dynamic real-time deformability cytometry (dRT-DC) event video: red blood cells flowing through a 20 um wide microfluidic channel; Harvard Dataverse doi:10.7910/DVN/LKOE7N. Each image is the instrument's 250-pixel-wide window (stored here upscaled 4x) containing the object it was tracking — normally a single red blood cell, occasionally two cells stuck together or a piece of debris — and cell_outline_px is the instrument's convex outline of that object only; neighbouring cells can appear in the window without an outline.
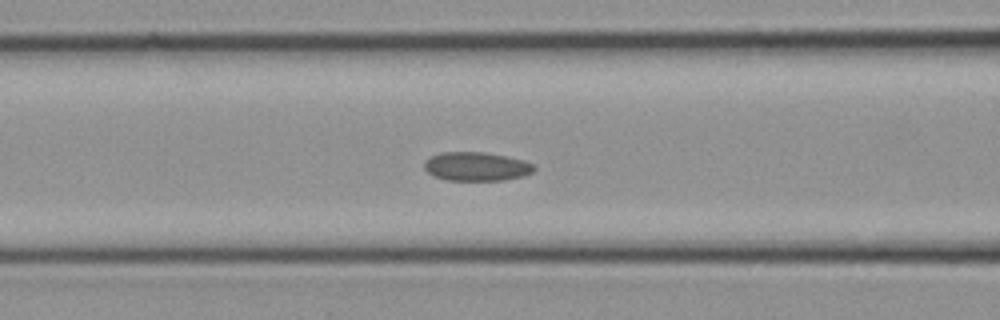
{"species": "common noctule bat (a hibernating species)", "species_latin": "Nyctalus noctula", "temperature_condition": "cold", "stored_images_in_passage": 18, "camera_frame_rate_fps": 3000, "um_per_image_px": 0.085, "animal": {"sex": "female", "body_mass_g": 21.9}, "frame": {"image": 1, "passage_image": 6, "time_ms": 1.667, "image_size_px": [1000, 320], "cell_outline_px": [[536, 168], [532, 172], [524, 176], [504, 180], [448, 180], [432, 176], [424, 168], [424, 160], [440, 152], [484, 152], [508, 156], [524, 160], [532, 164]], "centroid_in_image_um": [40.49, 14.15], "position_along_channel_um": 126.1, "area_um2": 18.55}}
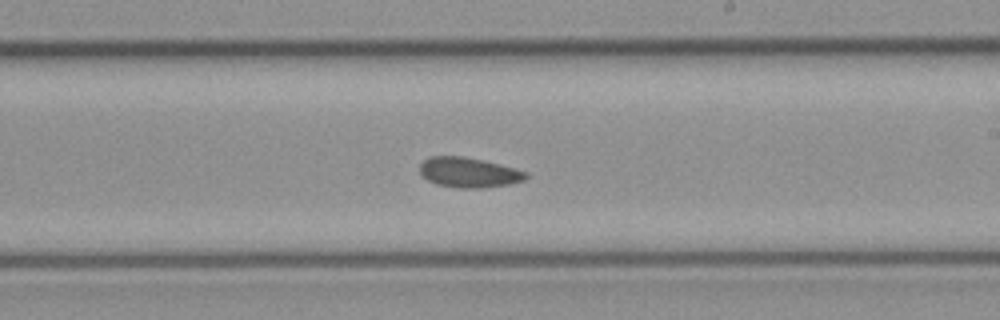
{"frame": {"image": 2, "passage_image": 11, "time_ms": 3.333, "image_size_px": [1000, 320], "cell_outline_px": [[528, 176], [524, 180], [508, 184], [480, 188], [460, 188], [436, 184], [420, 176], [420, 164], [428, 156], [464, 156], [484, 160], [500, 164], [528, 172]], "centroid_in_image_um": [39.82, 14.65], "position_along_channel_um": 249.2, "area_um2": 18.67}}
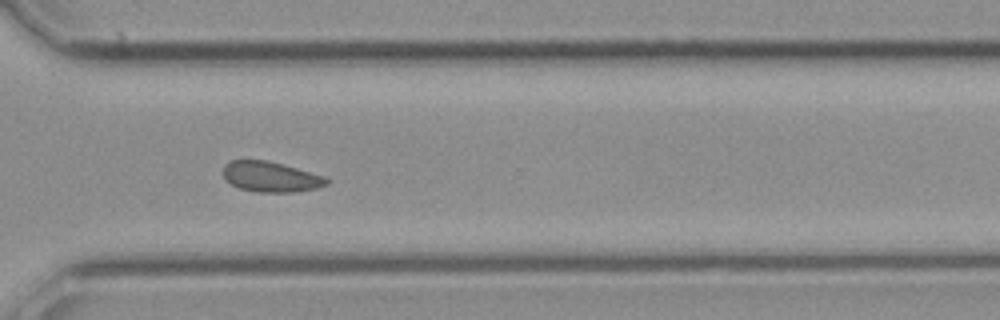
{"frame": {"image": 3, "passage_image": 15, "time_ms": 4.667, "image_size_px": [1000, 320], "cell_outline_px": [[332, 180], [328, 184], [316, 188], [292, 192], [256, 192], [240, 188], [232, 184], [224, 176], [224, 164], [228, 160], [264, 160], [284, 164], [324, 176]], "centroid_in_image_um": [23.04, 15.02], "position_along_channel_um": 347.6, "area_um2": 18.26}}